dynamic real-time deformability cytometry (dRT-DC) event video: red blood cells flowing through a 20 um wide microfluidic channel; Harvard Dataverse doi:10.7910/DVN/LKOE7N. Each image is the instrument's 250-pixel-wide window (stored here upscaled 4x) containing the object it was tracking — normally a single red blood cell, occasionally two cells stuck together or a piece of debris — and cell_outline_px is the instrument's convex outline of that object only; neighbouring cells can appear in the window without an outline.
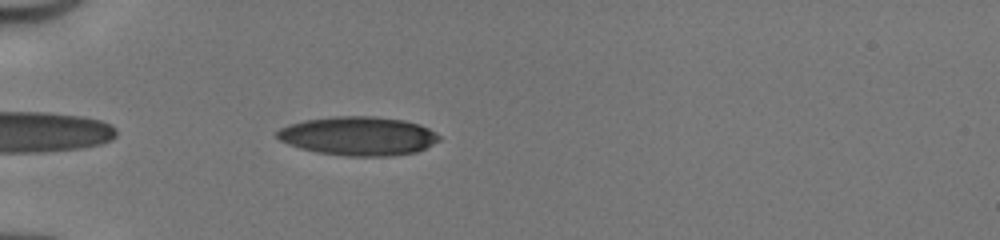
{"species": "human", "species_latin": "Homo sapiens", "temperature_condition": "cold", "stored_images_in_passage": 36, "camera_frame_rate_fps": 3000, "um_per_image_px": 0.085, "donor": {"sex": "male"}, "frame": {"image": 1, "passage_image": 2, "time_ms": 0.333, "image_size_px": [1000, 240], "cell_outline_px": [[440, 140], [416, 152], [392, 156], [348, 156], [316, 152], [300, 148], [288, 144], [280, 140], [276, 136], [276, 132], [280, 128], [288, 124], [304, 120], [332, 116], [376, 116], [404, 120], [420, 124], [436, 132], [440, 136]], "centroid_in_image_um": [30.45, 11.55], "position_along_channel_um": 54.6, "area_um2": 36.88}}
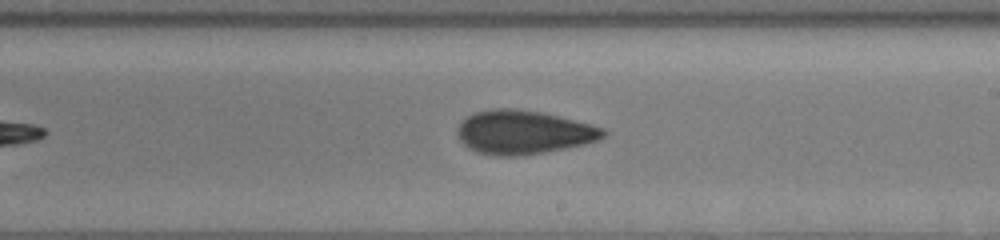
{"frame": {"image": 2, "passage_image": 17, "time_ms": 5.333, "image_size_px": [1000, 240], "cell_outline_px": [[608, 132], [600, 140], [584, 144], [524, 156], [496, 156], [476, 152], [468, 148], [456, 136], [456, 128], [472, 112], [492, 108], [516, 108], [544, 112], [592, 124], [604, 128]], "centroid_in_image_um": [44.49, 11.23], "position_along_channel_um": 244.5, "area_um2": 37.74}}
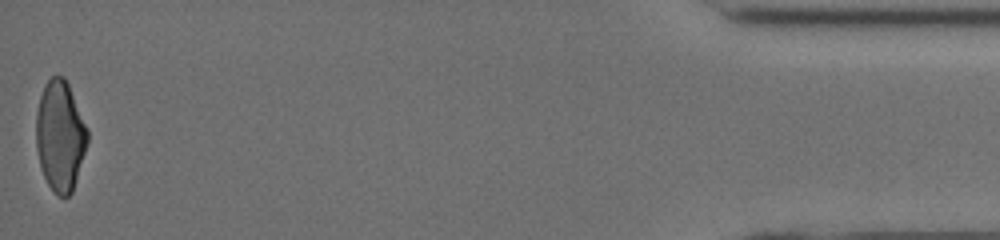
{"frame": {"image": 3, "passage_image": 36, "time_ms": 11.667, "image_size_px": [1000, 240], "cell_outline_px": [[88, 140], [72, 192], [68, 196], [60, 196], [48, 184], [40, 168], [36, 148], [36, 112], [40, 96], [44, 84], [52, 76], [64, 76], [68, 84], [88, 128]], "centroid_in_image_um": [5.1, 11.52], "position_along_channel_um": 430.1, "area_um2": 32.89}, "authors_computed_cell_mechanics": {"area_um2": 35.8649, "velocity_mm_per_s": 4.1762, "shape_relaxation_time_tau1_ms": 8.063, "shape_relaxation_time_tau2_ms": 1.9391, "deformation_change_tau1": 0.2093, "deformation_change_tau2": 0.09}}